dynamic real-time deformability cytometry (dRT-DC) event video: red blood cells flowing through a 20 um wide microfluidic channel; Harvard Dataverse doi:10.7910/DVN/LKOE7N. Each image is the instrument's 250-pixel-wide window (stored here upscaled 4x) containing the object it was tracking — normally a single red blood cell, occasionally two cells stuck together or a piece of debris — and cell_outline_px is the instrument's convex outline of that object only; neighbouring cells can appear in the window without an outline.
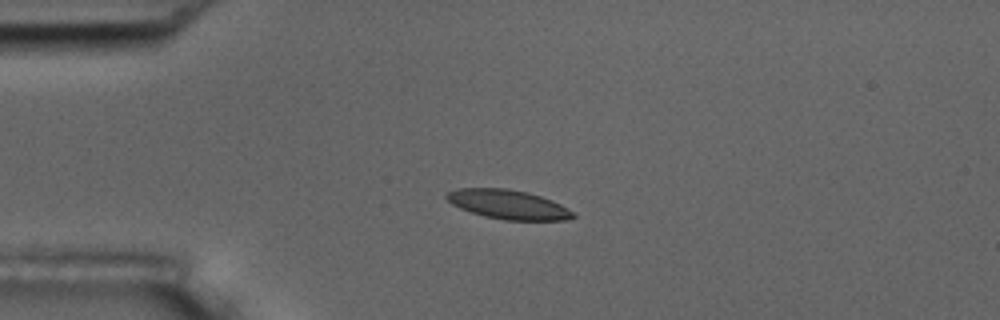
{"species": "common noctule bat (a hibernating species)", "species_latin": "Nyctalus noctula", "temperature_condition": "room temperature", "stored_images_in_passage": 5, "camera_frame_rate_fps": 3000, "um_per_image_px": 0.085, "animal": {"sex": "male", "body_mass_g": 17.5, "forearm_length_mm": 52.3}, "frame": {"image": 1, "passage_image": 4, "time_ms": 1.0, "image_size_px": [1000, 320], "cell_outline_px": [[576, 216], [568, 220], [504, 220], [484, 216], [460, 208], [452, 204], [444, 196], [448, 192], [456, 188], [508, 188], [528, 192], [552, 200], [560, 204], [572, 212]], "centroid_in_image_um": [43.18, 17.37], "position_along_channel_um": 41.8, "area_um2": 21.5}}